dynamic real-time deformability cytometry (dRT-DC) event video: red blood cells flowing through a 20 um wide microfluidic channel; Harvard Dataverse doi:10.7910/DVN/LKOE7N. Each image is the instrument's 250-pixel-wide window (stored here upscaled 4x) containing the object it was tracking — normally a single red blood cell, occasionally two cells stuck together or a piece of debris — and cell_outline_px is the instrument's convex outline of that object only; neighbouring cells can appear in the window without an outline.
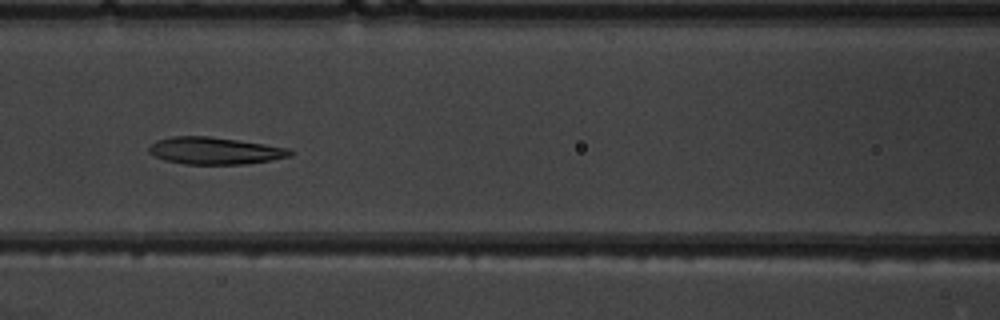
{"species": "common noctule bat (a hibernating species)", "species_latin": "Nyctalus noctula", "temperature_condition": "warm", "stored_images_in_passage": 8, "camera_frame_rate_fps": 3000, "um_per_image_px": 0.085, "animal": {"sex": "male", "body_mass_g": 19.5, "forearm_length_mm": 54.6}, "frame": {"image": 1, "passage_image": 8, "time_ms": 8.333, "image_size_px": [1000, 320], "cell_outline_px": [[296, 152], [292, 156], [272, 160], [248, 164], [184, 164], [164, 160], [148, 152], [148, 148], [156, 140], [172, 136], [208, 136], [292, 148]], "centroid_in_image_um": [18.32, 12.82], "position_along_channel_um": 148.3, "area_um2": 22.48}}